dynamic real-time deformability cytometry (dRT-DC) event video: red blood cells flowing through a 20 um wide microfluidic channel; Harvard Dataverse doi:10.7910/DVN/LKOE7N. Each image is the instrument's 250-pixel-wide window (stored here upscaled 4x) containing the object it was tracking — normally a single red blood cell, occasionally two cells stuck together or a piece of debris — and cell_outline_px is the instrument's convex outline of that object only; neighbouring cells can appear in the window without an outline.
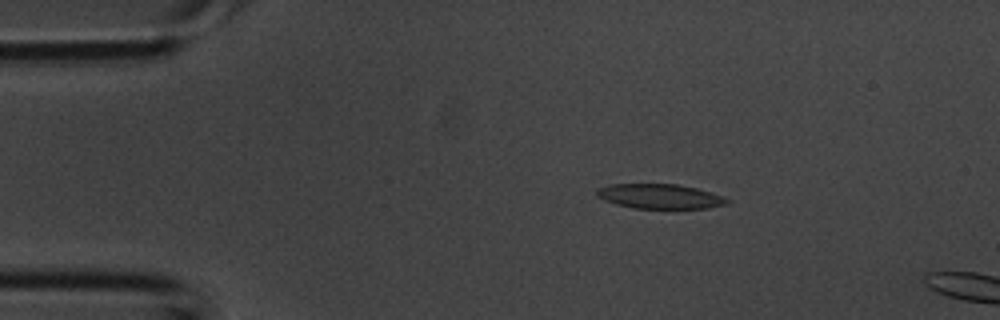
{"species": "common noctule bat (a hibernating species)", "species_latin": "Nyctalus noctula", "temperature_condition": "room temperature", "stored_images_in_passage": 3, "camera_frame_rate_fps": 3000, "um_per_image_px": 0.085, "animal": {"sex": "male", "body_mass_g": 20.1, "forearm_length_mm": 53.5}, "frame": {"image": 1, "passage_image": 2, "time_ms": 0.333, "image_size_px": [1000, 320], "cell_outline_px": [[728, 200], [724, 204], [708, 208], [632, 208], [616, 204], [604, 200], [596, 196], [596, 188], [612, 184], [676, 184], [696, 188], [712, 192], [724, 196]], "centroid_in_image_um": [56.04, 16.68], "position_along_channel_um": 29.0, "area_um2": 18.67}}